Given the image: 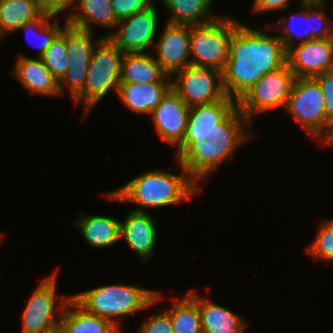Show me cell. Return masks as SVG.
I'll use <instances>...</instances> for the list:
<instances>
[{"label": "cell", "instance_id": "21", "mask_svg": "<svg viewBox=\"0 0 333 333\" xmlns=\"http://www.w3.org/2000/svg\"><path fill=\"white\" fill-rule=\"evenodd\" d=\"M77 213L79 216L73 225L79 228L81 235L92 248H110L120 240L118 219L103 215H87L80 211Z\"/></svg>", "mask_w": 333, "mask_h": 333}, {"label": "cell", "instance_id": "36", "mask_svg": "<svg viewBox=\"0 0 333 333\" xmlns=\"http://www.w3.org/2000/svg\"><path fill=\"white\" fill-rule=\"evenodd\" d=\"M45 333H65L64 330L60 327V325L58 327H56L55 329L45 332Z\"/></svg>", "mask_w": 333, "mask_h": 333}, {"label": "cell", "instance_id": "4", "mask_svg": "<svg viewBox=\"0 0 333 333\" xmlns=\"http://www.w3.org/2000/svg\"><path fill=\"white\" fill-rule=\"evenodd\" d=\"M71 298L85 311L112 321L151 308L162 300L159 291L127 284H110L79 292ZM119 318V319H118Z\"/></svg>", "mask_w": 333, "mask_h": 333}, {"label": "cell", "instance_id": "24", "mask_svg": "<svg viewBox=\"0 0 333 333\" xmlns=\"http://www.w3.org/2000/svg\"><path fill=\"white\" fill-rule=\"evenodd\" d=\"M168 75L148 52L124 53L120 83L162 82Z\"/></svg>", "mask_w": 333, "mask_h": 333}, {"label": "cell", "instance_id": "14", "mask_svg": "<svg viewBox=\"0 0 333 333\" xmlns=\"http://www.w3.org/2000/svg\"><path fill=\"white\" fill-rule=\"evenodd\" d=\"M333 61V37L315 39L287 49L286 62L296 78L328 73Z\"/></svg>", "mask_w": 333, "mask_h": 333}, {"label": "cell", "instance_id": "15", "mask_svg": "<svg viewBox=\"0 0 333 333\" xmlns=\"http://www.w3.org/2000/svg\"><path fill=\"white\" fill-rule=\"evenodd\" d=\"M155 60L169 76L191 65L190 25L166 22L162 35L155 42Z\"/></svg>", "mask_w": 333, "mask_h": 333}, {"label": "cell", "instance_id": "10", "mask_svg": "<svg viewBox=\"0 0 333 333\" xmlns=\"http://www.w3.org/2000/svg\"><path fill=\"white\" fill-rule=\"evenodd\" d=\"M56 276L55 270L47 278L42 279L27 301L21 318L22 333H45L59 326L63 309L71 296L60 297L61 305L55 308L58 305Z\"/></svg>", "mask_w": 333, "mask_h": 333}, {"label": "cell", "instance_id": "27", "mask_svg": "<svg viewBox=\"0 0 333 333\" xmlns=\"http://www.w3.org/2000/svg\"><path fill=\"white\" fill-rule=\"evenodd\" d=\"M43 13L35 0H0V30L4 36L18 31Z\"/></svg>", "mask_w": 333, "mask_h": 333}, {"label": "cell", "instance_id": "32", "mask_svg": "<svg viewBox=\"0 0 333 333\" xmlns=\"http://www.w3.org/2000/svg\"><path fill=\"white\" fill-rule=\"evenodd\" d=\"M146 319L140 325L138 333H173L172 320L167 310L152 314Z\"/></svg>", "mask_w": 333, "mask_h": 333}, {"label": "cell", "instance_id": "25", "mask_svg": "<svg viewBox=\"0 0 333 333\" xmlns=\"http://www.w3.org/2000/svg\"><path fill=\"white\" fill-rule=\"evenodd\" d=\"M213 2L214 0H161L163 7L170 13L168 23L191 26L205 24L222 16L211 11Z\"/></svg>", "mask_w": 333, "mask_h": 333}, {"label": "cell", "instance_id": "22", "mask_svg": "<svg viewBox=\"0 0 333 333\" xmlns=\"http://www.w3.org/2000/svg\"><path fill=\"white\" fill-rule=\"evenodd\" d=\"M203 333H244L247 322L232 310L198 296Z\"/></svg>", "mask_w": 333, "mask_h": 333}, {"label": "cell", "instance_id": "19", "mask_svg": "<svg viewBox=\"0 0 333 333\" xmlns=\"http://www.w3.org/2000/svg\"><path fill=\"white\" fill-rule=\"evenodd\" d=\"M171 81L168 75L162 82L120 83L117 95L131 112L150 115L171 89Z\"/></svg>", "mask_w": 333, "mask_h": 333}, {"label": "cell", "instance_id": "17", "mask_svg": "<svg viewBox=\"0 0 333 333\" xmlns=\"http://www.w3.org/2000/svg\"><path fill=\"white\" fill-rule=\"evenodd\" d=\"M156 219L147 212L129 211L120 221V240L124 239L139 256L141 264L149 260L157 245Z\"/></svg>", "mask_w": 333, "mask_h": 333}, {"label": "cell", "instance_id": "12", "mask_svg": "<svg viewBox=\"0 0 333 333\" xmlns=\"http://www.w3.org/2000/svg\"><path fill=\"white\" fill-rule=\"evenodd\" d=\"M93 33L66 24V53L69 62L66 73L59 80V89L63 95L64 87L68 88L72 100L84 88L93 50L102 39L95 38Z\"/></svg>", "mask_w": 333, "mask_h": 333}, {"label": "cell", "instance_id": "39", "mask_svg": "<svg viewBox=\"0 0 333 333\" xmlns=\"http://www.w3.org/2000/svg\"><path fill=\"white\" fill-rule=\"evenodd\" d=\"M2 239H3V235H2V233H0V244L3 241Z\"/></svg>", "mask_w": 333, "mask_h": 333}, {"label": "cell", "instance_id": "7", "mask_svg": "<svg viewBox=\"0 0 333 333\" xmlns=\"http://www.w3.org/2000/svg\"><path fill=\"white\" fill-rule=\"evenodd\" d=\"M232 34V16H221L205 24L190 25L191 65L222 71L228 59Z\"/></svg>", "mask_w": 333, "mask_h": 333}, {"label": "cell", "instance_id": "5", "mask_svg": "<svg viewBox=\"0 0 333 333\" xmlns=\"http://www.w3.org/2000/svg\"><path fill=\"white\" fill-rule=\"evenodd\" d=\"M124 52L108 37L102 36L93 50L83 90L73 99L83 104L86 119L91 109L114 89L118 93Z\"/></svg>", "mask_w": 333, "mask_h": 333}, {"label": "cell", "instance_id": "31", "mask_svg": "<svg viewBox=\"0 0 333 333\" xmlns=\"http://www.w3.org/2000/svg\"><path fill=\"white\" fill-rule=\"evenodd\" d=\"M320 85L324 95V107L327 116V144L333 143V77L323 73L313 77Z\"/></svg>", "mask_w": 333, "mask_h": 333}, {"label": "cell", "instance_id": "35", "mask_svg": "<svg viewBox=\"0 0 333 333\" xmlns=\"http://www.w3.org/2000/svg\"><path fill=\"white\" fill-rule=\"evenodd\" d=\"M290 0H254L252 4V13H267L270 11L289 8Z\"/></svg>", "mask_w": 333, "mask_h": 333}, {"label": "cell", "instance_id": "28", "mask_svg": "<svg viewBox=\"0 0 333 333\" xmlns=\"http://www.w3.org/2000/svg\"><path fill=\"white\" fill-rule=\"evenodd\" d=\"M55 17V15L44 12L39 18L25 23L19 29L24 30L25 38L27 39V42L30 44V46L38 48V58L44 54L46 49L51 45L54 38L63 29L58 20L54 19ZM31 39L35 41L37 40L36 43H30L32 42Z\"/></svg>", "mask_w": 333, "mask_h": 333}, {"label": "cell", "instance_id": "20", "mask_svg": "<svg viewBox=\"0 0 333 333\" xmlns=\"http://www.w3.org/2000/svg\"><path fill=\"white\" fill-rule=\"evenodd\" d=\"M72 5L76 11L69 12L65 20L75 28L93 31L92 25L98 24L113 31L118 24L111 0H73Z\"/></svg>", "mask_w": 333, "mask_h": 333}, {"label": "cell", "instance_id": "37", "mask_svg": "<svg viewBox=\"0 0 333 333\" xmlns=\"http://www.w3.org/2000/svg\"><path fill=\"white\" fill-rule=\"evenodd\" d=\"M328 73L333 77V61H332L331 65H330Z\"/></svg>", "mask_w": 333, "mask_h": 333}, {"label": "cell", "instance_id": "8", "mask_svg": "<svg viewBox=\"0 0 333 333\" xmlns=\"http://www.w3.org/2000/svg\"><path fill=\"white\" fill-rule=\"evenodd\" d=\"M285 109L308 135L327 145L324 95L313 77L295 78Z\"/></svg>", "mask_w": 333, "mask_h": 333}, {"label": "cell", "instance_id": "30", "mask_svg": "<svg viewBox=\"0 0 333 333\" xmlns=\"http://www.w3.org/2000/svg\"><path fill=\"white\" fill-rule=\"evenodd\" d=\"M306 252L315 259L333 261V219L322 220L314 240Z\"/></svg>", "mask_w": 333, "mask_h": 333}, {"label": "cell", "instance_id": "29", "mask_svg": "<svg viewBox=\"0 0 333 333\" xmlns=\"http://www.w3.org/2000/svg\"><path fill=\"white\" fill-rule=\"evenodd\" d=\"M66 24L61 32L54 38L51 45L46 49L40 57L50 72L58 79L63 77L68 68L67 53H66Z\"/></svg>", "mask_w": 333, "mask_h": 333}, {"label": "cell", "instance_id": "16", "mask_svg": "<svg viewBox=\"0 0 333 333\" xmlns=\"http://www.w3.org/2000/svg\"><path fill=\"white\" fill-rule=\"evenodd\" d=\"M189 113L190 107L171 88L150 115L160 138L177 147L184 139Z\"/></svg>", "mask_w": 333, "mask_h": 333}, {"label": "cell", "instance_id": "6", "mask_svg": "<svg viewBox=\"0 0 333 333\" xmlns=\"http://www.w3.org/2000/svg\"><path fill=\"white\" fill-rule=\"evenodd\" d=\"M299 4L300 11L290 12L287 18L281 17L277 23L283 24L280 29L277 24H269L271 29L283 32L277 36L286 50L310 40L333 37V21L330 22V17L324 10L327 0H300Z\"/></svg>", "mask_w": 333, "mask_h": 333}, {"label": "cell", "instance_id": "2", "mask_svg": "<svg viewBox=\"0 0 333 333\" xmlns=\"http://www.w3.org/2000/svg\"><path fill=\"white\" fill-rule=\"evenodd\" d=\"M268 28L269 24L262 32L233 18V34L222 82L226 96L237 102L263 75L287 64V50L277 35L266 33L271 29Z\"/></svg>", "mask_w": 333, "mask_h": 333}, {"label": "cell", "instance_id": "18", "mask_svg": "<svg viewBox=\"0 0 333 333\" xmlns=\"http://www.w3.org/2000/svg\"><path fill=\"white\" fill-rule=\"evenodd\" d=\"M15 61L12 74L30 94L61 96L58 79L50 72L41 58L28 57L25 54Z\"/></svg>", "mask_w": 333, "mask_h": 333}, {"label": "cell", "instance_id": "9", "mask_svg": "<svg viewBox=\"0 0 333 333\" xmlns=\"http://www.w3.org/2000/svg\"><path fill=\"white\" fill-rule=\"evenodd\" d=\"M295 78L287 64L263 75L237 102L238 108L251 124L255 114H263L280 106L285 108Z\"/></svg>", "mask_w": 333, "mask_h": 333}, {"label": "cell", "instance_id": "38", "mask_svg": "<svg viewBox=\"0 0 333 333\" xmlns=\"http://www.w3.org/2000/svg\"><path fill=\"white\" fill-rule=\"evenodd\" d=\"M4 35L2 34L1 30H0V42L3 39Z\"/></svg>", "mask_w": 333, "mask_h": 333}, {"label": "cell", "instance_id": "26", "mask_svg": "<svg viewBox=\"0 0 333 333\" xmlns=\"http://www.w3.org/2000/svg\"><path fill=\"white\" fill-rule=\"evenodd\" d=\"M185 294L182 298H171L174 302L166 309L172 320L173 333H203L198 308L199 294L195 290Z\"/></svg>", "mask_w": 333, "mask_h": 333}, {"label": "cell", "instance_id": "3", "mask_svg": "<svg viewBox=\"0 0 333 333\" xmlns=\"http://www.w3.org/2000/svg\"><path fill=\"white\" fill-rule=\"evenodd\" d=\"M181 173L173 174L156 169L143 172L126 182L122 187L107 192L105 196L119 203L130 202L138 204L139 208L132 209L137 212H146L145 208H162L190 201L195 194H200L199 187L188 175L177 159Z\"/></svg>", "mask_w": 333, "mask_h": 333}, {"label": "cell", "instance_id": "34", "mask_svg": "<svg viewBox=\"0 0 333 333\" xmlns=\"http://www.w3.org/2000/svg\"><path fill=\"white\" fill-rule=\"evenodd\" d=\"M39 7L46 13L57 16L63 11L72 9L73 0H35Z\"/></svg>", "mask_w": 333, "mask_h": 333}, {"label": "cell", "instance_id": "13", "mask_svg": "<svg viewBox=\"0 0 333 333\" xmlns=\"http://www.w3.org/2000/svg\"><path fill=\"white\" fill-rule=\"evenodd\" d=\"M158 16L157 8L152 4L144 11L119 21L115 29L104 37H108L124 53L148 52L155 45Z\"/></svg>", "mask_w": 333, "mask_h": 333}, {"label": "cell", "instance_id": "1", "mask_svg": "<svg viewBox=\"0 0 333 333\" xmlns=\"http://www.w3.org/2000/svg\"><path fill=\"white\" fill-rule=\"evenodd\" d=\"M251 125L237 101L228 96L219 102L191 107L184 139L176 148V159L200 187L202 180L251 139Z\"/></svg>", "mask_w": 333, "mask_h": 333}, {"label": "cell", "instance_id": "33", "mask_svg": "<svg viewBox=\"0 0 333 333\" xmlns=\"http://www.w3.org/2000/svg\"><path fill=\"white\" fill-rule=\"evenodd\" d=\"M153 4V0H111V5L119 22L131 15L144 11Z\"/></svg>", "mask_w": 333, "mask_h": 333}, {"label": "cell", "instance_id": "11", "mask_svg": "<svg viewBox=\"0 0 333 333\" xmlns=\"http://www.w3.org/2000/svg\"><path fill=\"white\" fill-rule=\"evenodd\" d=\"M171 77V88L190 108L219 102L226 97L219 69L190 65Z\"/></svg>", "mask_w": 333, "mask_h": 333}, {"label": "cell", "instance_id": "23", "mask_svg": "<svg viewBox=\"0 0 333 333\" xmlns=\"http://www.w3.org/2000/svg\"><path fill=\"white\" fill-rule=\"evenodd\" d=\"M59 325L65 333H119L122 330L112 321L88 313L72 298L63 309Z\"/></svg>", "mask_w": 333, "mask_h": 333}]
</instances>
